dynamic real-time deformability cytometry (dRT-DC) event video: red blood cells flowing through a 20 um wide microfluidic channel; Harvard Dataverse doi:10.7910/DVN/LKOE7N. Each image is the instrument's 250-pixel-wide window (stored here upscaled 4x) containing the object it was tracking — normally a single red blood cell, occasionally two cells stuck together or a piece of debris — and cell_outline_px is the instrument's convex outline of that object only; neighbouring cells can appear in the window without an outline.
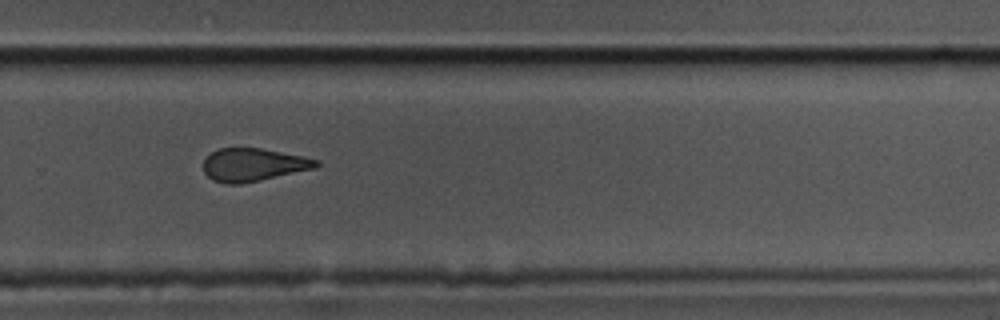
{"species": "common noctule bat (a hibernating species)", "species_latin": "Nyctalus noctula", "temperature_condition": "cold", "stored_images_in_passage": 11, "camera_frame_rate_fps": 3000, "um_per_image_px": 0.085, "animal": {"sex": "male", "body_mass_g": 17.5, "forearm_length_mm": 52.3}, "frame": {"image": 1, "passage_image": 7, "time_ms": 2.0, "image_size_px": [1000, 320], "cell_outline_px": [[320, 164], [316, 168], [260, 180], [240, 184], [228, 184], [212, 180], [204, 172], [204, 160], [212, 152], [220, 148], [260, 148], [304, 156], [320, 160]], "centroid_in_image_um": [21.56, 14.0], "position_along_channel_um": 308.2, "area_um2": 21.62}}
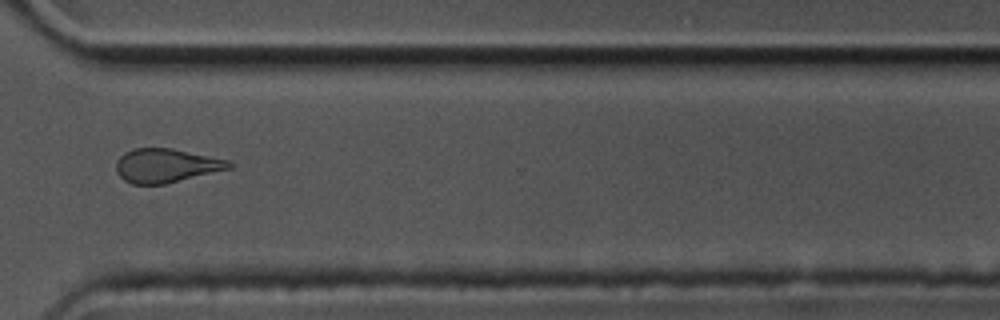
{"frame": {"image": 2, "passage_image": 8, "time_ms": 2.333, "image_size_px": [1000, 320], "cell_outline_px": [[232, 168], [164, 184], [132, 184], [124, 180], [116, 172], [116, 160], [124, 152], [132, 148], [172, 148], [228, 160], [232, 164]], "centroid_in_image_um": [14.08, 14.07], "position_along_channel_um": 356.5, "area_um2": 22.25}}